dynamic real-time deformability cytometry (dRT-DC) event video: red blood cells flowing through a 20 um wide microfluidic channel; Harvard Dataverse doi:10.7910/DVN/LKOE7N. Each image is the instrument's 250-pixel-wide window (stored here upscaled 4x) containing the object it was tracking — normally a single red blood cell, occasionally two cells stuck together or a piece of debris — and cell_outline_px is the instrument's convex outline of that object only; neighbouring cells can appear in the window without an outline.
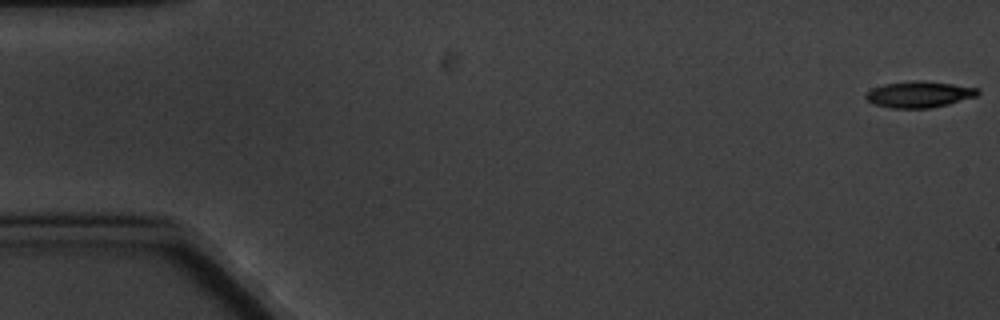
{"species": "common noctule bat (a hibernating species)", "species_latin": "Nyctalus noctula", "temperature_condition": "cold", "stored_images_in_passage": 7, "camera_frame_rate_fps": 3000, "um_per_image_px": 0.085, "animal": {"sex": "male", "body_mass_g": 20.1, "forearm_length_mm": 53.5}, "frame": {"image": 1, "passage_image": 1, "time_ms": 0.0, "image_size_px": [1000, 320], "cell_outline_px": [[980, 92], [976, 96], [948, 104], [928, 108], [892, 108], [872, 104], [864, 96], [864, 92], [872, 88], [884, 84], [916, 80], [952, 84], [980, 88]], "centroid_in_image_um": [78.09, 8.02], "position_along_channel_um": 6.9, "area_um2": 17.11}}
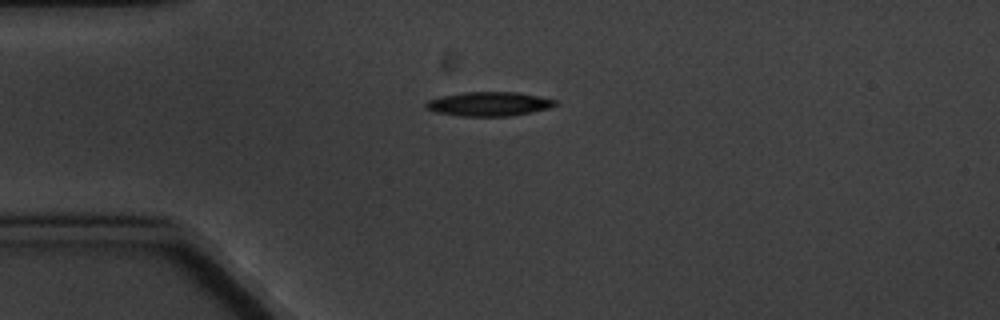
{"frame": {"image": 2, "passage_image": 5, "time_ms": 4.667, "image_size_px": [1000, 320], "cell_outline_px": [[560, 104], [548, 108], [532, 112], [512, 116], [460, 116], [436, 112], [424, 108], [424, 104], [428, 100], [444, 96], [464, 92], [516, 92], [540, 96], [556, 100]], "centroid_in_image_um": [41.59, 8.84], "position_along_channel_um": 43.4, "area_um2": 18.26}}